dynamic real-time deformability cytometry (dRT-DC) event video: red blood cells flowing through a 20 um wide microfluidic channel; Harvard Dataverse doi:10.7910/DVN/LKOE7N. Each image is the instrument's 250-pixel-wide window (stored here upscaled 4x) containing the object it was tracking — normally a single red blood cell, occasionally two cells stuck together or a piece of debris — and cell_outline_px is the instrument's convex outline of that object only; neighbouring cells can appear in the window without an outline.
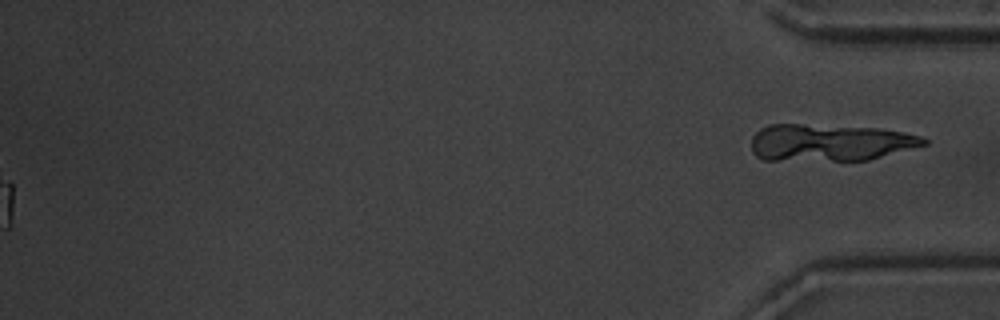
{"species": "common noctule bat (a hibernating species)", "species_latin": "Nyctalus noctula", "temperature_condition": "warm", "stored_images_in_passage": 56, "segment_of_instrument_passage": [2, 2], "camera_frame_rate_fps": 3000, "um_per_image_px": 0.085, "animal": {"sex": "male", "body_mass_g": 20.1, "forearm_length_mm": 53.5}, "frame": {"image": 1, "passage_image": 56, "time_ms": 18.333, "image_size_px": [1000, 320], "cell_outline_px": [[928, 144], [868, 160], [760, 160], [752, 152], [752, 136], [760, 128], [768, 124], [804, 124], [876, 128], [904, 132], [920, 136], [928, 140]], "centroid_in_image_um": [70.5, 12.12], "position_along_channel_um": 364.7, "area_um2": 37.28}}